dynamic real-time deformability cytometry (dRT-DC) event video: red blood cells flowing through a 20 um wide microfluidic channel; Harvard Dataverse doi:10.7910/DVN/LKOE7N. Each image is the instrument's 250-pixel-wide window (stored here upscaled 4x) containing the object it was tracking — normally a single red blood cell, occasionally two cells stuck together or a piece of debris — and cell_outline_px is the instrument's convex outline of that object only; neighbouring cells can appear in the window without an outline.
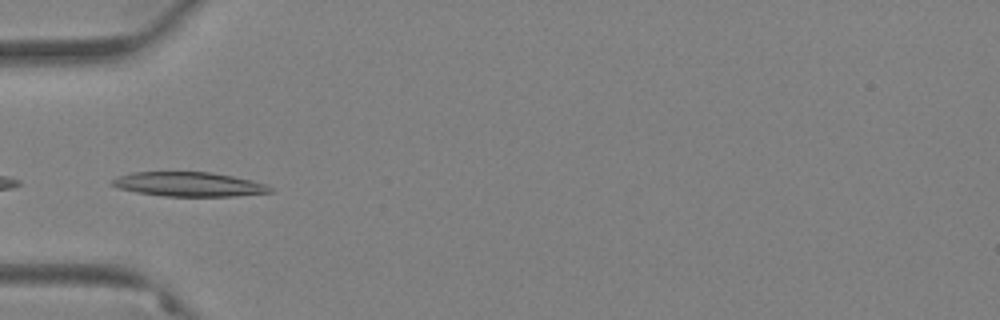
{"species": "Egyptian fruit bat (a non-hibernating species)", "species_latin": "Rousettus aegyptiacus", "temperature_condition": "warm", "stored_images_in_passage": 40, "camera_frame_rate_fps": 3000, "um_per_image_px": 0.085, "animal": {"sex": "female"}, "frame": {"image": 1, "passage_image": 1, "time_ms": 0.0, "image_size_px": [1000, 320], "cell_outline_px": [[272, 192], [232, 196], [164, 196], [136, 192], [120, 188], [112, 184], [112, 180], [120, 176], [132, 172], [208, 172], [232, 176], [268, 184], [272, 188]], "centroid_in_image_um": [16.08, 15.66], "position_along_channel_um": 68.9, "area_um2": 22.14}}
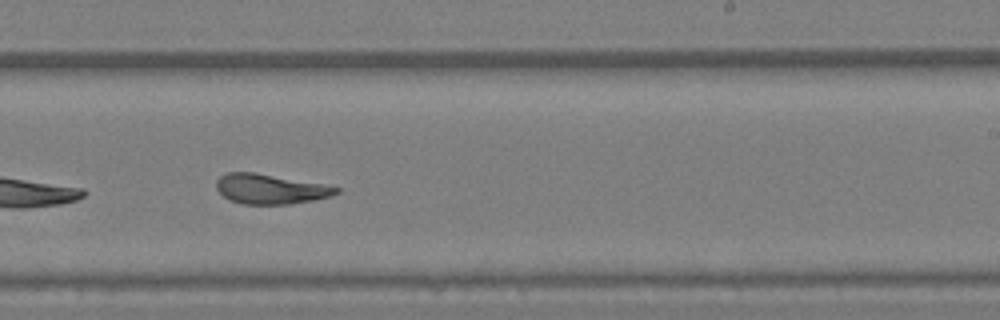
{"frame": {"image": 2, "passage_image": 18, "time_ms": 5.667, "image_size_px": [1000, 320], "cell_outline_px": [[340, 192], [332, 196], [312, 200], [288, 204], [244, 204], [228, 200], [216, 188], [216, 180], [220, 176], [228, 172], [252, 172], [320, 184], [340, 188]], "centroid_in_image_um": [22.93, 16.07], "position_along_channel_um": 266.1, "area_um2": 20.52}}
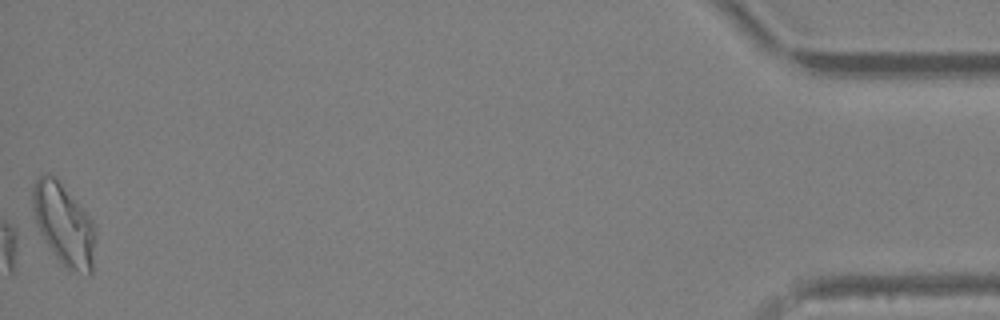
{"frame": {"image": 3, "passage_image": 40, "time_ms": 13.0, "image_size_px": [1000, 320], "cell_outline_px": [[92, 272], [88, 276], [64, 268], [40, 232], [36, 224], [32, 208], [32, 188], [36, 176], [44, 172], [48, 172], [56, 176], [92, 220]], "centroid_in_image_um": [5.35, 19.0], "position_along_channel_um": 429.9, "area_um2": 29.42}, "authors_computed_cell_mechanics": {"area_um2": 21.7617, "velocity_mm_per_s": 3.4976, "shape_relaxation_time_tau1_ms": 8.9336, "shape_relaxation_time_tau2_ms": 2.6258, "deformation_change_tau1": 0.2497, "deformation_change_tau2": 0.094}}